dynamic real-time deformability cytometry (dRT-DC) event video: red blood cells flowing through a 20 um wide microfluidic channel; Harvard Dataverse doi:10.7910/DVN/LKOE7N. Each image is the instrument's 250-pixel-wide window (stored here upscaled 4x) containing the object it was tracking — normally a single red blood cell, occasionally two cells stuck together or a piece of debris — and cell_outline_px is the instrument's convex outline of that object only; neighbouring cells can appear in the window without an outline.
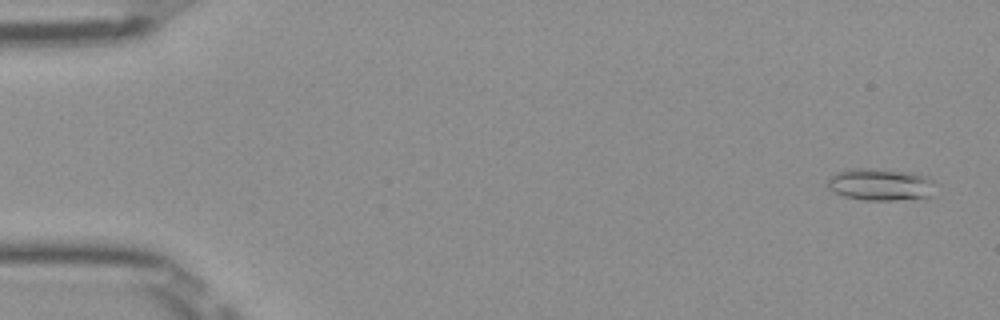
{"species": "Egyptian fruit bat (a non-hibernating species)", "species_latin": "Rousettus aegyptiacus", "temperature_condition": "room temperature", "stored_images_in_passage": 51, "camera_frame_rate_fps": 3000, "um_per_image_px": 0.085, "frame": {"image": 1, "passage_image": 2, "time_ms": 0.333, "image_size_px": [1000, 320], "cell_outline_px": [[936, 184], [928, 196], [924, 200], [864, 200], [844, 196], [828, 188], [828, 180], [836, 172], [856, 168], [868, 168], [912, 172], [924, 176], [932, 180]], "centroid_in_image_um": [74.88, 15.7], "position_along_channel_um": 10.1, "area_um2": 20.23}}
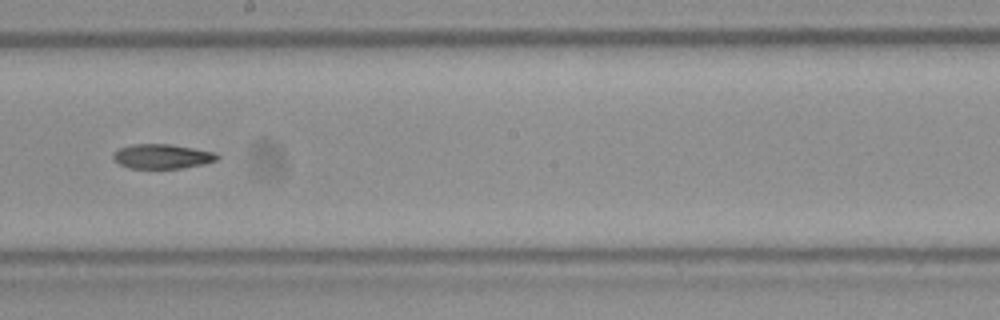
{"frame": {"image": 2, "passage_image": 29, "time_ms": 9.333, "image_size_px": [1000, 320], "cell_outline_px": [[220, 156], [216, 160], [204, 164], [180, 168], [128, 168], [112, 160], [112, 152], [120, 148], [132, 144], [168, 144], [216, 152]], "centroid_in_image_um": [13.75, 13.29], "position_along_channel_um": 234.5, "area_um2": 14.91}}
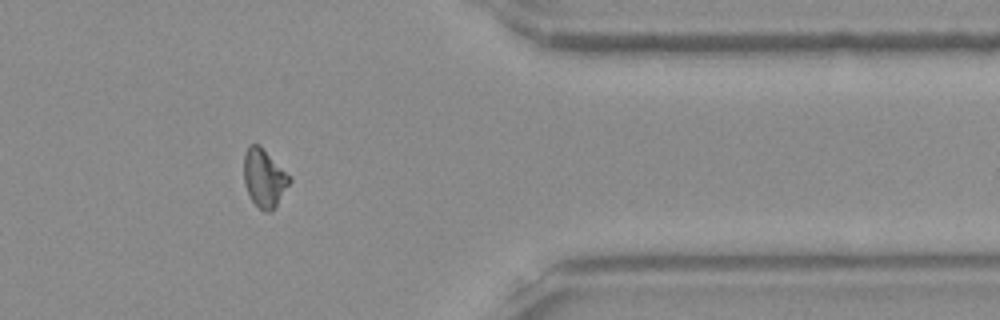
{"frame": {"image": 3, "passage_image": 42, "time_ms": 13.667, "image_size_px": [1000, 320], "cell_outline_px": [[292, 180], [272, 212], [264, 212], [252, 200], [244, 184], [244, 152], [248, 144], [260, 144]], "centroid_in_image_um": [22.43, 15.12], "position_along_channel_um": 389.0, "area_um2": 15.32}, "authors_computed_cell_mechanics": {"area_um2": 15.8372, "velocity_mm_per_s": 3.9843, "shape_relaxation_time_tau1_ms": null, "shape_relaxation_time_tau2_ms": 10.0505, "deformation_change_tau1": null, "deformation_change_tau2": 0.1782}}